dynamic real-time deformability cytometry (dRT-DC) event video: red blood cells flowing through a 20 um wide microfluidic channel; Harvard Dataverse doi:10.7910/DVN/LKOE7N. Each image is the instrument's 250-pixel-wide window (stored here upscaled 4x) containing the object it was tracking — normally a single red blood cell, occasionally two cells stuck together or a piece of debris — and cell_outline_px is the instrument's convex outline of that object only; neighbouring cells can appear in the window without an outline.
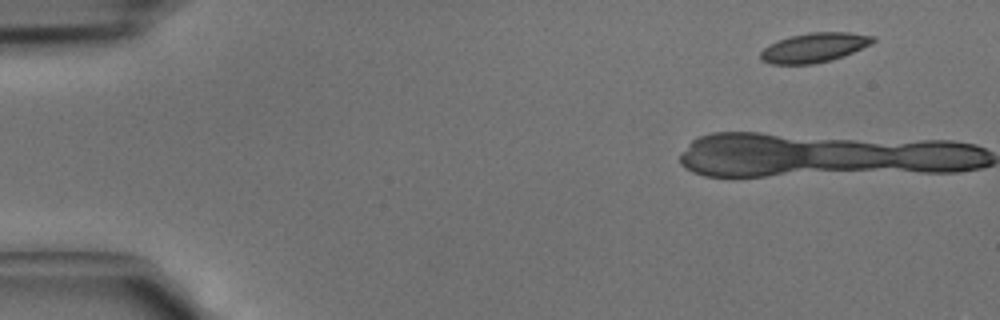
{"species": "common noctule bat (a hibernating species)", "species_latin": "Nyctalus noctula", "temperature_condition": "cold", "stored_images_in_passage": 4, "camera_frame_rate_fps": 3000, "um_per_image_px": 0.085, "animal": {"sex": "male", "body_mass_g": 15.6}, "frame": {"image": 1, "passage_image": 1, "time_ms": 0.0, "image_size_px": [1000, 320], "cell_outline_px": [[876, 40], [872, 44], [844, 56], [832, 60], [812, 64], [772, 64], [764, 60], [760, 56], [760, 52], [764, 48], [780, 40], [792, 36], [808, 32], [848, 32], [876, 36]], "centroid_in_image_um": [69.28, 4.04], "position_along_channel_um": 15.7, "area_um2": 19.19}}
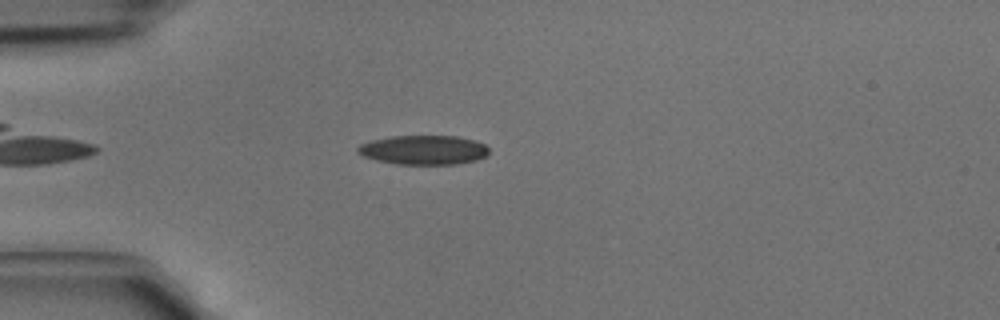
{"frame": {"image": 2, "passage_image": 4, "time_ms": 1.0, "image_size_px": [1000, 320], "cell_outline_px": [[488, 152], [484, 156], [476, 160], [456, 164], [396, 164], [376, 160], [364, 156], [356, 152], [356, 148], [360, 144], [372, 140], [392, 136], [456, 136], [476, 140], [484, 144], [488, 148]], "centroid_in_image_um": [35.99, 12.74], "position_along_channel_um": 49.0, "area_um2": 22.37}}